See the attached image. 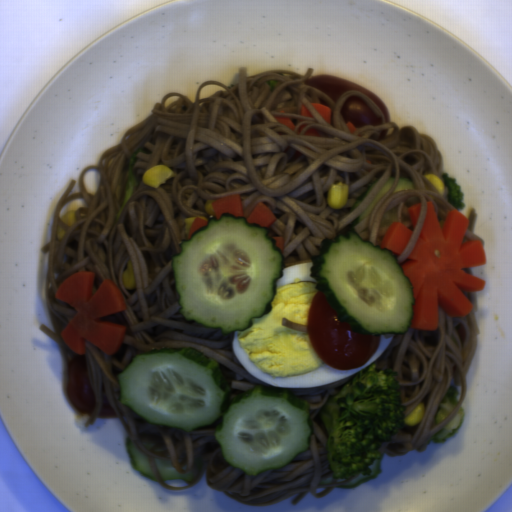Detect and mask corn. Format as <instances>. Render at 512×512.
I'll list each match as a JSON object with an SVG mask.
<instances>
[{
    "instance_id": "9",
    "label": "corn",
    "mask_w": 512,
    "mask_h": 512,
    "mask_svg": "<svg viewBox=\"0 0 512 512\" xmlns=\"http://www.w3.org/2000/svg\"><path fill=\"white\" fill-rule=\"evenodd\" d=\"M65 235V230L62 228V226L59 224L57 230H56V236L57 238H62Z\"/></svg>"
},
{
    "instance_id": "7",
    "label": "corn",
    "mask_w": 512,
    "mask_h": 512,
    "mask_svg": "<svg viewBox=\"0 0 512 512\" xmlns=\"http://www.w3.org/2000/svg\"><path fill=\"white\" fill-rule=\"evenodd\" d=\"M214 201H212L211 199H207L206 200V204H205V211L207 213V215L211 216V217H216L214 211H213V207H212V203Z\"/></svg>"
},
{
    "instance_id": "5",
    "label": "corn",
    "mask_w": 512,
    "mask_h": 512,
    "mask_svg": "<svg viewBox=\"0 0 512 512\" xmlns=\"http://www.w3.org/2000/svg\"><path fill=\"white\" fill-rule=\"evenodd\" d=\"M426 178L439 192L443 199H447V188L444 186L442 178L434 174H427L423 176Z\"/></svg>"
},
{
    "instance_id": "3",
    "label": "corn",
    "mask_w": 512,
    "mask_h": 512,
    "mask_svg": "<svg viewBox=\"0 0 512 512\" xmlns=\"http://www.w3.org/2000/svg\"><path fill=\"white\" fill-rule=\"evenodd\" d=\"M425 413L424 403H418L410 413L403 416V423L415 427L421 422Z\"/></svg>"
},
{
    "instance_id": "6",
    "label": "corn",
    "mask_w": 512,
    "mask_h": 512,
    "mask_svg": "<svg viewBox=\"0 0 512 512\" xmlns=\"http://www.w3.org/2000/svg\"><path fill=\"white\" fill-rule=\"evenodd\" d=\"M62 222L68 225H72L76 221V209H72L70 211L64 212L59 217Z\"/></svg>"
},
{
    "instance_id": "8",
    "label": "corn",
    "mask_w": 512,
    "mask_h": 512,
    "mask_svg": "<svg viewBox=\"0 0 512 512\" xmlns=\"http://www.w3.org/2000/svg\"><path fill=\"white\" fill-rule=\"evenodd\" d=\"M196 218H197V217H195V216H190V217H187V218L185 219V223H184V230H185V232H186V231H190L191 226H192V224L194 223V221H195V219H196Z\"/></svg>"
},
{
    "instance_id": "2",
    "label": "corn",
    "mask_w": 512,
    "mask_h": 512,
    "mask_svg": "<svg viewBox=\"0 0 512 512\" xmlns=\"http://www.w3.org/2000/svg\"><path fill=\"white\" fill-rule=\"evenodd\" d=\"M349 195V185L344 182L331 184L327 189V204L332 209L341 210L347 204Z\"/></svg>"
},
{
    "instance_id": "1",
    "label": "corn",
    "mask_w": 512,
    "mask_h": 512,
    "mask_svg": "<svg viewBox=\"0 0 512 512\" xmlns=\"http://www.w3.org/2000/svg\"><path fill=\"white\" fill-rule=\"evenodd\" d=\"M175 172L166 166L165 164L159 163L147 169L142 176L144 184H148L154 188H158L164 184L168 178H174Z\"/></svg>"
},
{
    "instance_id": "4",
    "label": "corn",
    "mask_w": 512,
    "mask_h": 512,
    "mask_svg": "<svg viewBox=\"0 0 512 512\" xmlns=\"http://www.w3.org/2000/svg\"><path fill=\"white\" fill-rule=\"evenodd\" d=\"M122 284L124 288L135 289L136 287V279L133 272V265L127 262V267L124 269L122 273Z\"/></svg>"
}]
</instances>
